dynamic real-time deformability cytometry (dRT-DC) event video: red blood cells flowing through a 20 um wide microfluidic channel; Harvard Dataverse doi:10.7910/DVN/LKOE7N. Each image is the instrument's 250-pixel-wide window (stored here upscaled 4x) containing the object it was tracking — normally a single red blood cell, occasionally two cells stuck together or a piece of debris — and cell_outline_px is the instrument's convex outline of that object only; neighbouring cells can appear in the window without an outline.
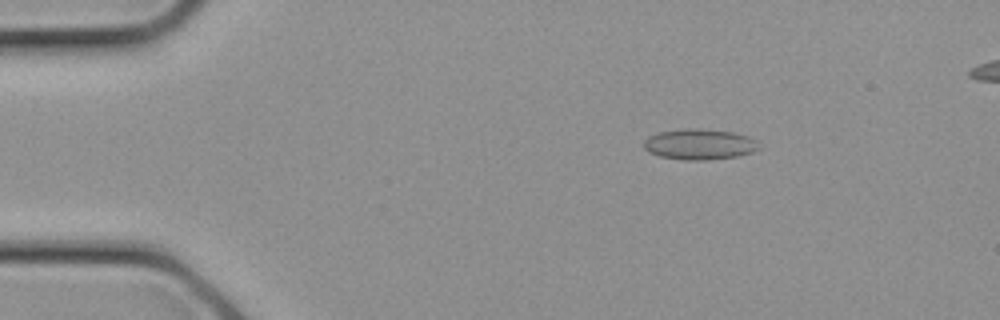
{"species": "common noctule bat (a hibernating species)", "species_latin": "Nyctalus noctula", "temperature_condition": "cold", "stored_images_in_passage": 14, "camera_frame_rate_fps": 3000, "um_per_image_px": 0.085, "animal": {"sex": "female", "body_mass_g": 21.9}, "frame": {"image": 1, "passage_image": 2, "time_ms": 0.333, "image_size_px": [1000, 320], "cell_outline_px": [[760, 148], [752, 152], [736, 156], [708, 160], [684, 160], [660, 156], [648, 152], [644, 148], [644, 140], [648, 136], [660, 132], [692, 128], [700, 128], [732, 132], [748, 136], [756, 140]], "centroid_in_image_um": [59.45, 12.27], "position_along_channel_um": 25.5, "area_um2": 20.52}}
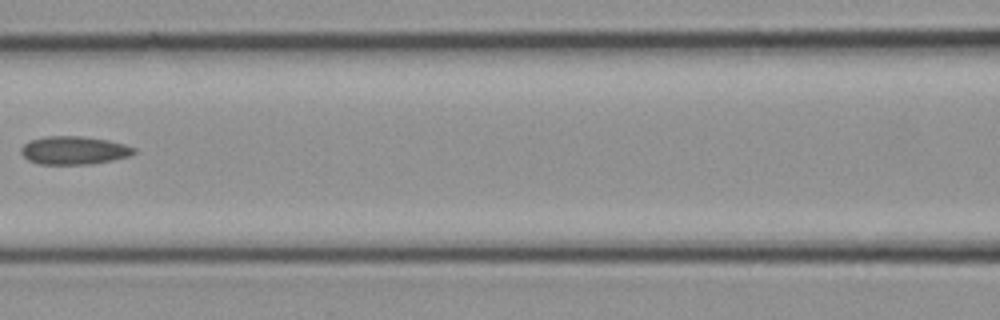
{"frame": {"image": 2, "passage_image": 10, "time_ms": 3.0, "image_size_px": [1000, 320], "cell_outline_px": [[136, 152], [128, 156], [112, 160], [92, 164], [40, 164], [28, 160], [20, 152], [20, 148], [28, 140], [48, 136], [80, 136], [108, 140], [124, 144], [136, 148]], "centroid_in_image_um": [6.27, 12.78], "position_along_channel_um": 160.3, "area_um2": 18.55}}
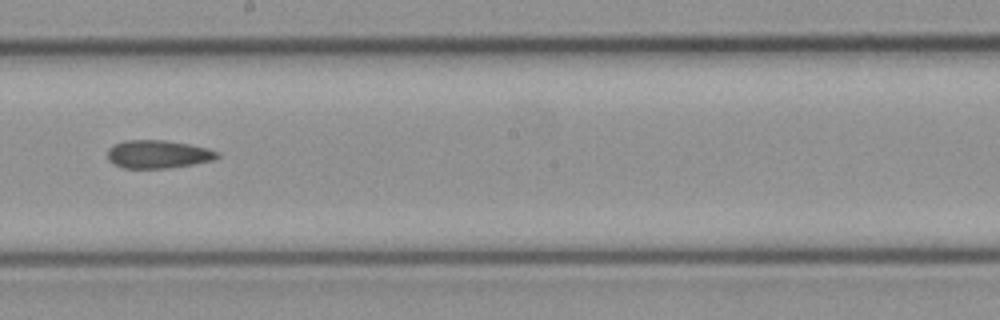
{"frame": {"image": 3, "passage_image": 13, "time_ms": 4.0, "image_size_px": [1000, 320], "cell_outline_px": [[220, 156], [212, 160], [192, 164], [168, 168], [124, 168], [112, 164], [108, 160], [108, 148], [112, 144], [124, 140], [164, 140], [188, 144], [208, 148], [220, 152]], "centroid_in_image_um": [13.4, 13.1], "position_along_channel_um": 234.8, "area_um2": 18.09}}